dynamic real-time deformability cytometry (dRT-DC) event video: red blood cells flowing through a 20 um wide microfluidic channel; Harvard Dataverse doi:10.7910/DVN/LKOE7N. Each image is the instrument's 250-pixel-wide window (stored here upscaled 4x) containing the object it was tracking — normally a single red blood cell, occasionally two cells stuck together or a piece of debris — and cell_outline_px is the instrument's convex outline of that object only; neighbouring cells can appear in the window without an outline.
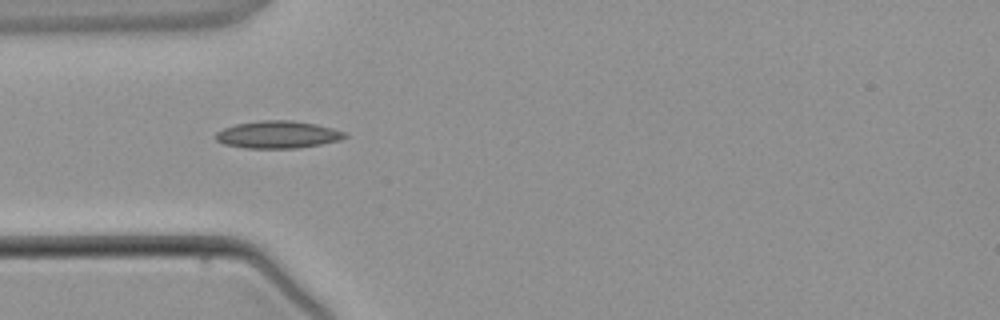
{"species": "common noctule bat (a hibernating species)", "species_latin": "Nyctalus noctula", "temperature_condition": "warm", "stored_images_in_passage": 1, "camera_frame_rate_fps": 3000, "um_per_image_px": 0.085, "animal": {"sex": "male", "body_mass_g": 21.5, "forearm_length_mm": 52.0}, "frame": {"image": 1, "passage_image": 1, "time_ms": 0.0, "image_size_px": [1000, 320], "cell_outline_px": [[348, 136], [340, 140], [320, 144], [296, 148], [244, 148], [224, 144], [216, 140], [216, 132], [224, 128], [236, 124], [260, 120], [292, 120], [316, 124], [332, 128], [344, 132]], "centroid_in_image_um": [23.6, 11.44], "position_along_channel_um": 61.4, "area_um2": 20.52}}